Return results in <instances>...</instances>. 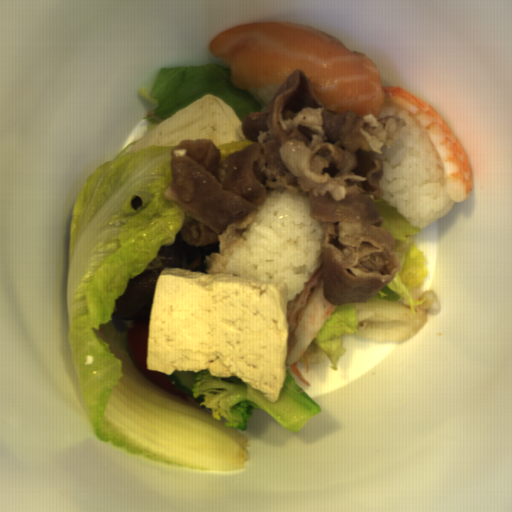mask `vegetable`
I'll use <instances>...</instances> for the list:
<instances>
[{"mask_svg": "<svg viewBox=\"0 0 512 512\" xmlns=\"http://www.w3.org/2000/svg\"><path fill=\"white\" fill-rule=\"evenodd\" d=\"M374 202L382 217L381 227L393 237L401 270L367 302L336 306L298 360L301 363L326 362L334 371L340 370L344 336L371 343H400L437 316L439 297L421 284L427 263L415 241L424 228L412 227L382 196Z\"/></svg>", "mask_w": 512, "mask_h": 512, "instance_id": "add77e79", "label": "vegetable"}, {"mask_svg": "<svg viewBox=\"0 0 512 512\" xmlns=\"http://www.w3.org/2000/svg\"><path fill=\"white\" fill-rule=\"evenodd\" d=\"M141 94L151 105L150 110L143 115L149 132L175 112L205 95L223 99L241 123L249 114L265 113L267 109L244 87H235L228 65L215 62L164 67L152 82L141 88Z\"/></svg>", "mask_w": 512, "mask_h": 512, "instance_id": "ea0f7189", "label": "vegetable"}]
</instances>
